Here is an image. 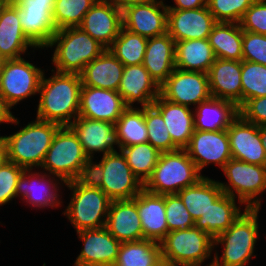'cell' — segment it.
<instances>
[{"label": "cell", "mask_w": 266, "mask_h": 266, "mask_svg": "<svg viewBox=\"0 0 266 266\" xmlns=\"http://www.w3.org/2000/svg\"><path fill=\"white\" fill-rule=\"evenodd\" d=\"M54 74L45 79L43 73L38 92L40 100L36 118L60 126H69L79 116L83 86L81 76L77 73Z\"/></svg>", "instance_id": "1"}, {"label": "cell", "mask_w": 266, "mask_h": 266, "mask_svg": "<svg viewBox=\"0 0 266 266\" xmlns=\"http://www.w3.org/2000/svg\"><path fill=\"white\" fill-rule=\"evenodd\" d=\"M60 127L59 124L36 118V121L28 123L13 135L2 136L5 159L24 169L41 167Z\"/></svg>", "instance_id": "2"}, {"label": "cell", "mask_w": 266, "mask_h": 266, "mask_svg": "<svg viewBox=\"0 0 266 266\" xmlns=\"http://www.w3.org/2000/svg\"><path fill=\"white\" fill-rule=\"evenodd\" d=\"M56 46L52 64L56 72L80 74L106 48L80 27L59 29L46 48Z\"/></svg>", "instance_id": "3"}, {"label": "cell", "mask_w": 266, "mask_h": 266, "mask_svg": "<svg viewBox=\"0 0 266 266\" xmlns=\"http://www.w3.org/2000/svg\"><path fill=\"white\" fill-rule=\"evenodd\" d=\"M259 210L245 208L225 232L214 238V247L219 243L224 245L220 259L215 253L214 266H246L249 263L254 256V246L259 236L257 221Z\"/></svg>", "instance_id": "4"}, {"label": "cell", "mask_w": 266, "mask_h": 266, "mask_svg": "<svg viewBox=\"0 0 266 266\" xmlns=\"http://www.w3.org/2000/svg\"><path fill=\"white\" fill-rule=\"evenodd\" d=\"M202 177L185 149L161 152L151 177L144 189L158 195L177 194L195 185Z\"/></svg>", "instance_id": "5"}, {"label": "cell", "mask_w": 266, "mask_h": 266, "mask_svg": "<svg viewBox=\"0 0 266 266\" xmlns=\"http://www.w3.org/2000/svg\"><path fill=\"white\" fill-rule=\"evenodd\" d=\"M88 159L74 131L69 126H61L53 137L41 168L65 184L74 181Z\"/></svg>", "instance_id": "6"}, {"label": "cell", "mask_w": 266, "mask_h": 266, "mask_svg": "<svg viewBox=\"0 0 266 266\" xmlns=\"http://www.w3.org/2000/svg\"><path fill=\"white\" fill-rule=\"evenodd\" d=\"M160 245L163 264L200 266L212 254L214 239L194 226L187 230L169 231Z\"/></svg>", "instance_id": "7"}, {"label": "cell", "mask_w": 266, "mask_h": 266, "mask_svg": "<svg viewBox=\"0 0 266 266\" xmlns=\"http://www.w3.org/2000/svg\"><path fill=\"white\" fill-rule=\"evenodd\" d=\"M65 185L73 193L64 215L76 231L105 227L112 200L100 188L80 186L75 181Z\"/></svg>", "instance_id": "8"}, {"label": "cell", "mask_w": 266, "mask_h": 266, "mask_svg": "<svg viewBox=\"0 0 266 266\" xmlns=\"http://www.w3.org/2000/svg\"><path fill=\"white\" fill-rule=\"evenodd\" d=\"M228 185L218 182L223 192L237 198L247 209H260L257 197L266 190V166L250 164L231 158L222 168Z\"/></svg>", "instance_id": "9"}, {"label": "cell", "mask_w": 266, "mask_h": 266, "mask_svg": "<svg viewBox=\"0 0 266 266\" xmlns=\"http://www.w3.org/2000/svg\"><path fill=\"white\" fill-rule=\"evenodd\" d=\"M43 70L24 58L2 60L0 65V94L11 109L31 95L39 92Z\"/></svg>", "instance_id": "10"}, {"label": "cell", "mask_w": 266, "mask_h": 266, "mask_svg": "<svg viewBox=\"0 0 266 266\" xmlns=\"http://www.w3.org/2000/svg\"><path fill=\"white\" fill-rule=\"evenodd\" d=\"M19 7L23 33L37 47L44 48L58 31L53 21L56 0H12Z\"/></svg>", "instance_id": "11"}, {"label": "cell", "mask_w": 266, "mask_h": 266, "mask_svg": "<svg viewBox=\"0 0 266 266\" xmlns=\"http://www.w3.org/2000/svg\"><path fill=\"white\" fill-rule=\"evenodd\" d=\"M99 162L104 171L100 189L112 201L133 199L144 189V185L131 171L121 151L103 155Z\"/></svg>", "instance_id": "12"}, {"label": "cell", "mask_w": 266, "mask_h": 266, "mask_svg": "<svg viewBox=\"0 0 266 266\" xmlns=\"http://www.w3.org/2000/svg\"><path fill=\"white\" fill-rule=\"evenodd\" d=\"M160 95L175 104L198 105L211 97L208 73L175 68L160 86Z\"/></svg>", "instance_id": "13"}, {"label": "cell", "mask_w": 266, "mask_h": 266, "mask_svg": "<svg viewBox=\"0 0 266 266\" xmlns=\"http://www.w3.org/2000/svg\"><path fill=\"white\" fill-rule=\"evenodd\" d=\"M185 150L199 172L209 163L216 164L222 169L232 158L227 130H194Z\"/></svg>", "instance_id": "14"}, {"label": "cell", "mask_w": 266, "mask_h": 266, "mask_svg": "<svg viewBox=\"0 0 266 266\" xmlns=\"http://www.w3.org/2000/svg\"><path fill=\"white\" fill-rule=\"evenodd\" d=\"M78 27L108 49L123 27L122 10L109 0H98Z\"/></svg>", "instance_id": "15"}, {"label": "cell", "mask_w": 266, "mask_h": 266, "mask_svg": "<svg viewBox=\"0 0 266 266\" xmlns=\"http://www.w3.org/2000/svg\"><path fill=\"white\" fill-rule=\"evenodd\" d=\"M217 23L207 6L197 9H168L167 33L175 42L208 39Z\"/></svg>", "instance_id": "16"}, {"label": "cell", "mask_w": 266, "mask_h": 266, "mask_svg": "<svg viewBox=\"0 0 266 266\" xmlns=\"http://www.w3.org/2000/svg\"><path fill=\"white\" fill-rule=\"evenodd\" d=\"M83 241V249L74 266H113L116 262L121 242L106 227L84 229L77 232Z\"/></svg>", "instance_id": "17"}, {"label": "cell", "mask_w": 266, "mask_h": 266, "mask_svg": "<svg viewBox=\"0 0 266 266\" xmlns=\"http://www.w3.org/2000/svg\"><path fill=\"white\" fill-rule=\"evenodd\" d=\"M167 12L163 0L126 7L122 10L123 28L145 38L163 35L167 32Z\"/></svg>", "instance_id": "18"}, {"label": "cell", "mask_w": 266, "mask_h": 266, "mask_svg": "<svg viewBox=\"0 0 266 266\" xmlns=\"http://www.w3.org/2000/svg\"><path fill=\"white\" fill-rule=\"evenodd\" d=\"M69 127L77 135L88 158H93L94 152L106 155L117 151L113 145H117L121 151L114 123L78 116Z\"/></svg>", "instance_id": "19"}, {"label": "cell", "mask_w": 266, "mask_h": 266, "mask_svg": "<svg viewBox=\"0 0 266 266\" xmlns=\"http://www.w3.org/2000/svg\"><path fill=\"white\" fill-rule=\"evenodd\" d=\"M233 159L266 166L259 126L244 120L240 115L227 128Z\"/></svg>", "instance_id": "20"}, {"label": "cell", "mask_w": 266, "mask_h": 266, "mask_svg": "<svg viewBox=\"0 0 266 266\" xmlns=\"http://www.w3.org/2000/svg\"><path fill=\"white\" fill-rule=\"evenodd\" d=\"M127 108L117 91L82 86L79 117L115 124Z\"/></svg>", "instance_id": "21"}, {"label": "cell", "mask_w": 266, "mask_h": 266, "mask_svg": "<svg viewBox=\"0 0 266 266\" xmlns=\"http://www.w3.org/2000/svg\"><path fill=\"white\" fill-rule=\"evenodd\" d=\"M127 107L137 101L141 107L150 106L160 95V86L151 77L143 64L124 66L117 91Z\"/></svg>", "instance_id": "22"}, {"label": "cell", "mask_w": 266, "mask_h": 266, "mask_svg": "<svg viewBox=\"0 0 266 266\" xmlns=\"http://www.w3.org/2000/svg\"><path fill=\"white\" fill-rule=\"evenodd\" d=\"M208 77L212 97L242 106L241 61L216 58Z\"/></svg>", "instance_id": "23"}, {"label": "cell", "mask_w": 266, "mask_h": 266, "mask_svg": "<svg viewBox=\"0 0 266 266\" xmlns=\"http://www.w3.org/2000/svg\"><path fill=\"white\" fill-rule=\"evenodd\" d=\"M105 227L121 243L144 239L137 195L130 200L111 201Z\"/></svg>", "instance_id": "24"}, {"label": "cell", "mask_w": 266, "mask_h": 266, "mask_svg": "<svg viewBox=\"0 0 266 266\" xmlns=\"http://www.w3.org/2000/svg\"><path fill=\"white\" fill-rule=\"evenodd\" d=\"M28 47L37 48L23 33L19 7L9 0L0 12V58L18 59Z\"/></svg>", "instance_id": "25"}, {"label": "cell", "mask_w": 266, "mask_h": 266, "mask_svg": "<svg viewBox=\"0 0 266 266\" xmlns=\"http://www.w3.org/2000/svg\"><path fill=\"white\" fill-rule=\"evenodd\" d=\"M32 169H25L18 179L16 186V197L21 196L23 200L31 204L33 207H57L61 205V201L58 200L57 179L50 178L48 174L32 173ZM42 174V175H41ZM36 176V177H35ZM49 177V178H48ZM48 178V179H45ZM54 179V180H53ZM55 181V183L53 182Z\"/></svg>", "instance_id": "26"}, {"label": "cell", "mask_w": 266, "mask_h": 266, "mask_svg": "<svg viewBox=\"0 0 266 266\" xmlns=\"http://www.w3.org/2000/svg\"><path fill=\"white\" fill-rule=\"evenodd\" d=\"M137 211L144 239L160 243L168 233L165 195L153 194L143 189L137 195Z\"/></svg>", "instance_id": "27"}, {"label": "cell", "mask_w": 266, "mask_h": 266, "mask_svg": "<svg viewBox=\"0 0 266 266\" xmlns=\"http://www.w3.org/2000/svg\"><path fill=\"white\" fill-rule=\"evenodd\" d=\"M175 48L176 42L167 32L148 38L143 66L159 86L175 69Z\"/></svg>", "instance_id": "28"}, {"label": "cell", "mask_w": 266, "mask_h": 266, "mask_svg": "<svg viewBox=\"0 0 266 266\" xmlns=\"http://www.w3.org/2000/svg\"><path fill=\"white\" fill-rule=\"evenodd\" d=\"M162 115L173 143L185 149L194 132L193 111L181 104L172 103L161 95L152 104Z\"/></svg>", "instance_id": "29"}, {"label": "cell", "mask_w": 266, "mask_h": 266, "mask_svg": "<svg viewBox=\"0 0 266 266\" xmlns=\"http://www.w3.org/2000/svg\"><path fill=\"white\" fill-rule=\"evenodd\" d=\"M193 115L194 130H227L230 124L239 116V107L231 101L211 96L197 105Z\"/></svg>", "instance_id": "30"}, {"label": "cell", "mask_w": 266, "mask_h": 266, "mask_svg": "<svg viewBox=\"0 0 266 266\" xmlns=\"http://www.w3.org/2000/svg\"><path fill=\"white\" fill-rule=\"evenodd\" d=\"M124 65L108 49L80 73L82 85L118 91Z\"/></svg>", "instance_id": "31"}, {"label": "cell", "mask_w": 266, "mask_h": 266, "mask_svg": "<svg viewBox=\"0 0 266 266\" xmlns=\"http://www.w3.org/2000/svg\"><path fill=\"white\" fill-rule=\"evenodd\" d=\"M235 198L223 193L207 210L195 220L194 226L208 233L213 239L225 232L242 214Z\"/></svg>", "instance_id": "32"}, {"label": "cell", "mask_w": 266, "mask_h": 266, "mask_svg": "<svg viewBox=\"0 0 266 266\" xmlns=\"http://www.w3.org/2000/svg\"><path fill=\"white\" fill-rule=\"evenodd\" d=\"M215 59L208 39L176 42L175 68L179 70L208 73Z\"/></svg>", "instance_id": "33"}, {"label": "cell", "mask_w": 266, "mask_h": 266, "mask_svg": "<svg viewBox=\"0 0 266 266\" xmlns=\"http://www.w3.org/2000/svg\"><path fill=\"white\" fill-rule=\"evenodd\" d=\"M243 30L239 23L217 22L208 36L216 58L242 61Z\"/></svg>", "instance_id": "34"}, {"label": "cell", "mask_w": 266, "mask_h": 266, "mask_svg": "<svg viewBox=\"0 0 266 266\" xmlns=\"http://www.w3.org/2000/svg\"><path fill=\"white\" fill-rule=\"evenodd\" d=\"M223 193L218 181L204 176L195 185L186 187L177 194L195 221L205 215Z\"/></svg>", "instance_id": "35"}, {"label": "cell", "mask_w": 266, "mask_h": 266, "mask_svg": "<svg viewBox=\"0 0 266 266\" xmlns=\"http://www.w3.org/2000/svg\"><path fill=\"white\" fill-rule=\"evenodd\" d=\"M161 245L142 239L122 242L113 266H162Z\"/></svg>", "instance_id": "36"}, {"label": "cell", "mask_w": 266, "mask_h": 266, "mask_svg": "<svg viewBox=\"0 0 266 266\" xmlns=\"http://www.w3.org/2000/svg\"><path fill=\"white\" fill-rule=\"evenodd\" d=\"M115 128L121 148L148 142L144 107H128L118 118Z\"/></svg>", "instance_id": "37"}, {"label": "cell", "mask_w": 266, "mask_h": 266, "mask_svg": "<svg viewBox=\"0 0 266 266\" xmlns=\"http://www.w3.org/2000/svg\"><path fill=\"white\" fill-rule=\"evenodd\" d=\"M148 38L122 27L120 33L108 50L124 66L140 65L144 62Z\"/></svg>", "instance_id": "38"}, {"label": "cell", "mask_w": 266, "mask_h": 266, "mask_svg": "<svg viewBox=\"0 0 266 266\" xmlns=\"http://www.w3.org/2000/svg\"><path fill=\"white\" fill-rule=\"evenodd\" d=\"M121 152L131 171L144 185L151 177L161 152L148 142L122 147Z\"/></svg>", "instance_id": "39"}, {"label": "cell", "mask_w": 266, "mask_h": 266, "mask_svg": "<svg viewBox=\"0 0 266 266\" xmlns=\"http://www.w3.org/2000/svg\"><path fill=\"white\" fill-rule=\"evenodd\" d=\"M98 0H56L53 21L57 28L78 27L85 14Z\"/></svg>", "instance_id": "40"}, {"label": "cell", "mask_w": 266, "mask_h": 266, "mask_svg": "<svg viewBox=\"0 0 266 266\" xmlns=\"http://www.w3.org/2000/svg\"><path fill=\"white\" fill-rule=\"evenodd\" d=\"M144 119L148 130V143L160 152L179 150L170 137L161 113L153 105L144 107Z\"/></svg>", "instance_id": "41"}, {"label": "cell", "mask_w": 266, "mask_h": 266, "mask_svg": "<svg viewBox=\"0 0 266 266\" xmlns=\"http://www.w3.org/2000/svg\"><path fill=\"white\" fill-rule=\"evenodd\" d=\"M242 105L251 98L266 96V66L241 61Z\"/></svg>", "instance_id": "42"}, {"label": "cell", "mask_w": 266, "mask_h": 266, "mask_svg": "<svg viewBox=\"0 0 266 266\" xmlns=\"http://www.w3.org/2000/svg\"><path fill=\"white\" fill-rule=\"evenodd\" d=\"M256 0H207V7L217 22L240 23Z\"/></svg>", "instance_id": "43"}, {"label": "cell", "mask_w": 266, "mask_h": 266, "mask_svg": "<svg viewBox=\"0 0 266 266\" xmlns=\"http://www.w3.org/2000/svg\"><path fill=\"white\" fill-rule=\"evenodd\" d=\"M165 211L168 232L194 227L195 221L178 194L165 195Z\"/></svg>", "instance_id": "44"}, {"label": "cell", "mask_w": 266, "mask_h": 266, "mask_svg": "<svg viewBox=\"0 0 266 266\" xmlns=\"http://www.w3.org/2000/svg\"><path fill=\"white\" fill-rule=\"evenodd\" d=\"M24 170L6 159L0 163V206L16 197L17 182Z\"/></svg>", "instance_id": "45"}, {"label": "cell", "mask_w": 266, "mask_h": 266, "mask_svg": "<svg viewBox=\"0 0 266 266\" xmlns=\"http://www.w3.org/2000/svg\"><path fill=\"white\" fill-rule=\"evenodd\" d=\"M242 60L266 66V35L243 30Z\"/></svg>", "instance_id": "46"}, {"label": "cell", "mask_w": 266, "mask_h": 266, "mask_svg": "<svg viewBox=\"0 0 266 266\" xmlns=\"http://www.w3.org/2000/svg\"><path fill=\"white\" fill-rule=\"evenodd\" d=\"M239 24L244 31L266 35V0H256Z\"/></svg>", "instance_id": "47"}, {"label": "cell", "mask_w": 266, "mask_h": 266, "mask_svg": "<svg viewBox=\"0 0 266 266\" xmlns=\"http://www.w3.org/2000/svg\"><path fill=\"white\" fill-rule=\"evenodd\" d=\"M239 115L257 126H266V96L247 100L239 108Z\"/></svg>", "instance_id": "48"}, {"label": "cell", "mask_w": 266, "mask_h": 266, "mask_svg": "<svg viewBox=\"0 0 266 266\" xmlns=\"http://www.w3.org/2000/svg\"><path fill=\"white\" fill-rule=\"evenodd\" d=\"M103 168L99 162L94 163L92 158H89L80 168V171L74 181L80 186L100 188L103 180Z\"/></svg>", "instance_id": "49"}, {"label": "cell", "mask_w": 266, "mask_h": 266, "mask_svg": "<svg viewBox=\"0 0 266 266\" xmlns=\"http://www.w3.org/2000/svg\"><path fill=\"white\" fill-rule=\"evenodd\" d=\"M174 3L176 6L167 5V9L186 10L207 6V0H174Z\"/></svg>", "instance_id": "50"}, {"label": "cell", "mask_w": 266, "mask_h": 266, "mask_svg": "<svg viewBox=\"0 0 266 266\" xmlns=\"http://www.w3.org/2000/svg\"><path fill=\"white\" fill-rule=\"evenodd\" d=\"M19 124V121L12 115L10 109L5 105L2 95L0 94V123Z\"/></svg>", "instance_id": "51"}, {"label": "cell", "mask_w": 266, "mask_h": 266, "mask_svg": "<svg viewBox=\"0 0 266 266\" xmlns=\"http://www.w3.org/2000/svg\"><path fill=\"white\" fill-rule=\"evenodd\" d=\"M114 3L119 9L123 10L126 7L138 4H146L154 0H109Z\"/></svg>", "instance_id": "52"}, {"label": "cell", "mask_w": 266, "mask_h": 266, "mask_svg": "<svg viewBox=\"0 0 266 266\" xmlns=\"http://www.w3.org/2000/svg\"><path fill=\"white\" fill-rule=\"evenodd\" d=\"M259 133L266 155V126H259Z\"/></svg>", "instance_id": "53"}, {"label": "cell", "mask_w": 266, "mask_h": 266, "mask_svg": "<svg viewBox=\"0 0 266 266\" xmlns=\"http://www.w3.org/2000/svg\"><path fill=\"white\" fill-rule=\"evenodd\" d=\"M5 159V148L2 136H0V163Z\"/></svg>", "instance_id": "54"}, {"label": "cell", "mask_w": 266, "mask_h": 266, "mask_svg": "<svg viewBox=\"0 0 266 266\" xmlns=\"http://www.w3.org/2000/svg\"><path fill=\"white\" fill-rule=\"evenodd\" d=\"M164 266H199V265H187V264H164Z\"/></svg>", "instance_id": "55"}, {"label": "cell", "mask_w": 266, "mask_h": 266, "mask_svg": "<svg viewBox=\"0 0 266 266\" xmlns=\"http://www.w3.org/2000/svg\"><path fill=\"white\" fill-rule=\"evenodd\" d=\"M9 0H0V12L2 10V8L5 6V4L8 2Z\"/></svg>", "instance_id": "56"}, {"label": "cell", "mask_w": 266, "mask_h": 266, "mask_svg": "<svg viewBox=\"0 0 266 266\" xmlns=\"http://www.w3.org/2000/svg\"><path fill=\"white\" fill-rule=\"evenodd\" d=\"M208 266H214V265H213V260H212V262H211Z\"/></svg>", "instance_id": "57"}]
</instances>
